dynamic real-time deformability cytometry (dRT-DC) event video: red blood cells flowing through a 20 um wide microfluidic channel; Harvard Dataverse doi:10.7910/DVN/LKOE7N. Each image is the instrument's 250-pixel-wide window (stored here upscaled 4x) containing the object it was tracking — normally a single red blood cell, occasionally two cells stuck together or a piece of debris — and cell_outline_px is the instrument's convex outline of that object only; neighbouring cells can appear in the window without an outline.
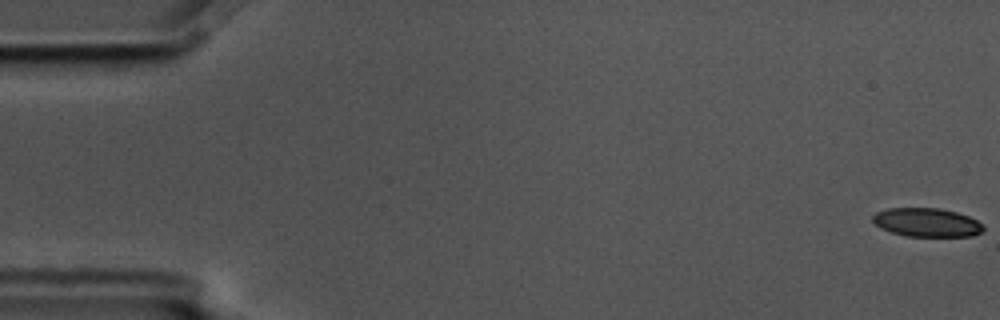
{"species": "common noctule bat (a hibernating species)", "species_latin": "Nyctalus noctula", "temperature_condition": "cold", "stored_images_in_passage": 4, "camera_frame_rate_fps": 3000, "um_per_image_px": 0.085, "animal": {"sex": "male", "body_mass_g": 17.5, "forearm_length_mm": 52.3}, "frame": {"image": 1, "passage_image": 4, "time_ms": 1.0, "image_size_px": [1000, 320], "cell_outline_px": [[984, 228], [980, 232], [972, 236], [904, 236], [880, 228], [872, 220], [872, 216], [876, 212], [888, 208], [940, 208], [956, 212], [968, 216], [984, 224]], "centroid_in_image_um": [78.77, 18.9], "position_along_channel_um": 6.2, "area_um2": 18.5}}